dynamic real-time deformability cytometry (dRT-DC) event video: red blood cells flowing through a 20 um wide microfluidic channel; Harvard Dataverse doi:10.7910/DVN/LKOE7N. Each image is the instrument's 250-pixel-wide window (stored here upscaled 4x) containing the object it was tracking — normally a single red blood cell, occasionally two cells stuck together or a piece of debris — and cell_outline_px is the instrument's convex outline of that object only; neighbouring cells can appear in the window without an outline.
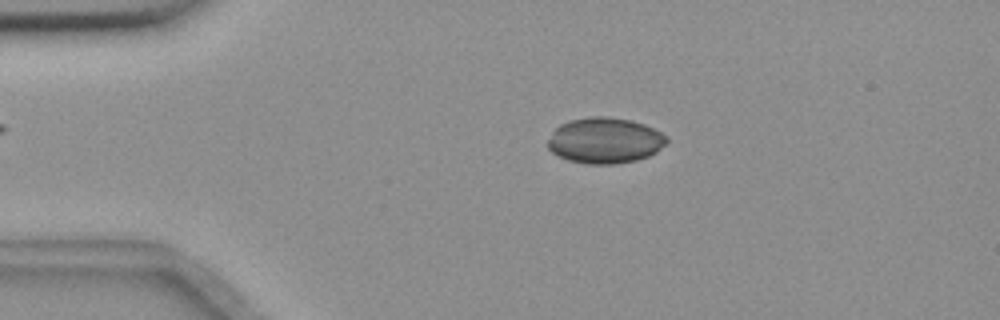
{"species": "common noctule bat (a hibernating species)", "species_latin": "Nyctalus noctula", "temperature_condition": "room temperature", "stored_images_in_passage": 51, "camera_frame_rate_fps": 3000, "um_per_image_px": 0.085, "animal": {"sex": "female", "body_mass_g": 18.4}, "frame": {"image": 1, "passage_image": 7, "time_ms": 2.0, "image_size_px": [1000, 320], "cell_outline_px": [[668, 144], [656, 152], [648, 156], [636, 160], [612, 164], [588, 164], [568, 160], [552, 152], [544, 144], [552, 132], [560, 124], [568, 120], [588, 116], [608, 116], [632, 120], [644, 124], [660, 132], [668, 140]], "centroid_in_image_um": [51.38, 11.93], "position_along_channel_um": 33.6, "area_um2": 32.02}}
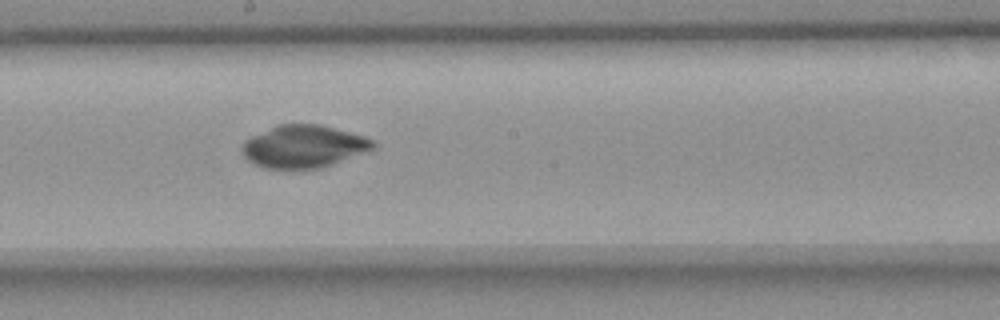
{"frame": {"image": 2, "passage_image": 26, "time_ms": 8.333, "image_size_px": [1000, 320], "cell_outline_px": [[376, 148], [320, 168], [264, 168], [248, 160], [244, 156], [240, 148], [244, 140], [248, 136], [276, 124], [320, 124], [364, 136], [372, 140], [376, 144]], "centroid_in_image_um": [25.75, 12.42], "position_along_channel_um": 222.4, "area_um2": 32.54}}
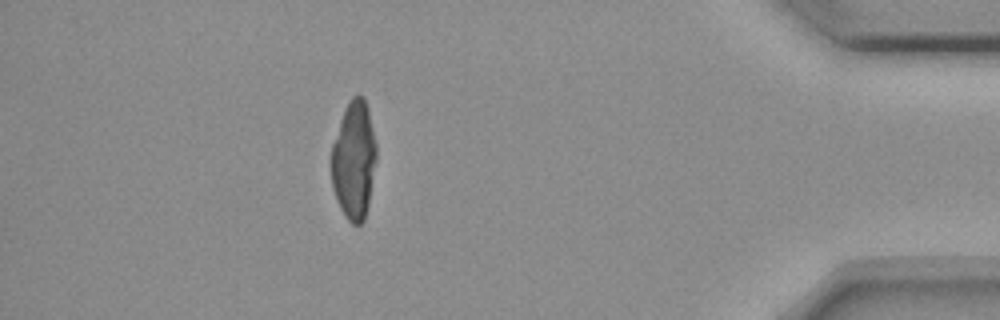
{"frame": {"image": 3, "passage_image": 45, "time_ms": 14.667, "image_size_px": [1000, 320], "cell_outline_px": [[376, 160], [368, 204], [364, 220], [360, 224], [352, 224], [344, 216], [336, 200], [332, 188], [332, 144], [344, 108], [348, 100], [352, 96], [364, 96], [368, 108], [376, 144]], "centroid_in_image_um": [30.08, 13.6], "position_along_channel_um": 405.1, "area_um2": 31.04}}